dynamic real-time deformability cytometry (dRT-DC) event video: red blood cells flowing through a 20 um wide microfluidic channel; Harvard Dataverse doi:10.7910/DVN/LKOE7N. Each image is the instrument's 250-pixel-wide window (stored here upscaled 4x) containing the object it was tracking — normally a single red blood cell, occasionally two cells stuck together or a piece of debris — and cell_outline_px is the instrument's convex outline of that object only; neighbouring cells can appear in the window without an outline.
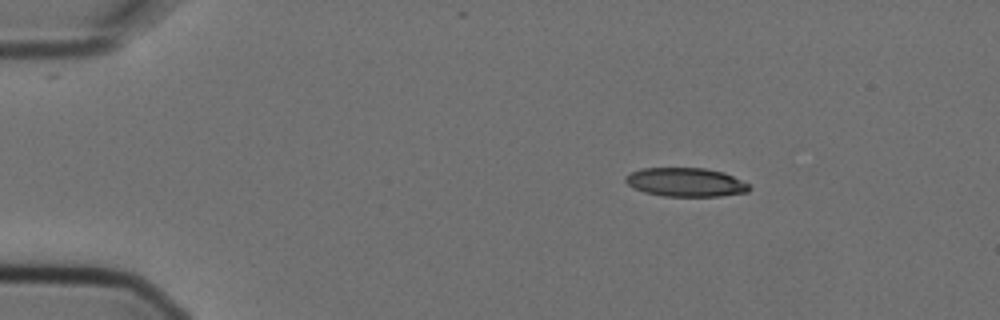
{"species": "Egyptian fruit bat (a non-hibernating species)", "species_latin": "Rousettus aegyptiacus", "temperature_condition": "cold", "stored_images_in_passage": 3, "camera_frame_rate_fps": 3000, "um_per_image_px": 0.085, "animal": {"sex": "female"}, "frame": {"image": 1, "passage_image": 1, "time_ms": 0.0, "image_size_px": [1000, 320], "cell_outline_px": [[752, 188], [748, 192], [720, 196], [664, 196], [644, 192], [628, 184], [624, 180], [624, 176], [640, 168], [704, 168], [724, 172], [748, 184]], "centroid_in_image_um": [58.29, 15.48], "position_along_channel_um": 26.7, "area_um2": 20.69}}